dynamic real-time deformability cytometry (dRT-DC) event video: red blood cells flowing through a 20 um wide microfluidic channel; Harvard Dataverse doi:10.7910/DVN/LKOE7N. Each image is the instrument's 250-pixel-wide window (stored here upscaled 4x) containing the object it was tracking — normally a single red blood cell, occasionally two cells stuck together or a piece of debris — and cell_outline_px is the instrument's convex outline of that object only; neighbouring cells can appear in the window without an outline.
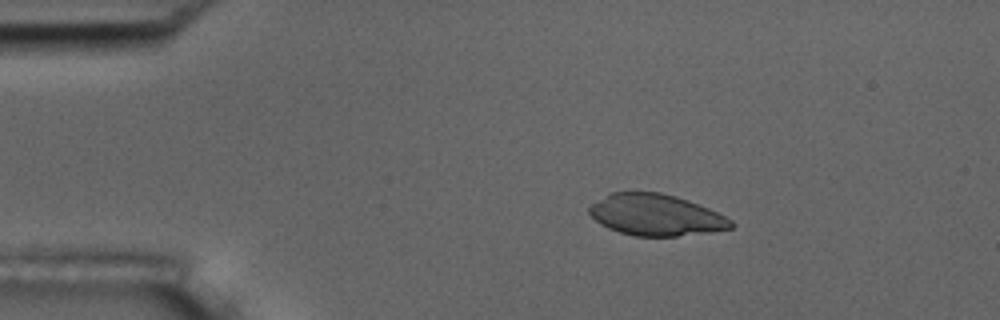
{"species": "common noctule bat (a hibernating species)", "species_latin": "Nyctalus noctula", "temperature_condition": "room temperature", "stored_images_in_passage": 4, "camera_frame_rate_fps": 3000, "um_per_image_px": 0.085, "animal": {"sex": "male", "body_mass_g": 17.5, "forearm_length_mm": 52.3}, "frame": {"image": 1, "passage_image": 2, "time_ms": 1.333, "image_size_px": [1000, 320], "cell_outline_px": [[736, 224], [732, 228], [708, 232], [676, 236], [636, 236], [620, 232], [608, 228], [600, 224], [588, 212], [588, 208], [592, 204], [612, 192], [660, 192], [676, 196], [688, 200], [708, 208], [732, 220]], "centroid_in_image_um": [55.76, 18.27], "position_along_channel_um": 29.2, "area_um2": 33.93}}